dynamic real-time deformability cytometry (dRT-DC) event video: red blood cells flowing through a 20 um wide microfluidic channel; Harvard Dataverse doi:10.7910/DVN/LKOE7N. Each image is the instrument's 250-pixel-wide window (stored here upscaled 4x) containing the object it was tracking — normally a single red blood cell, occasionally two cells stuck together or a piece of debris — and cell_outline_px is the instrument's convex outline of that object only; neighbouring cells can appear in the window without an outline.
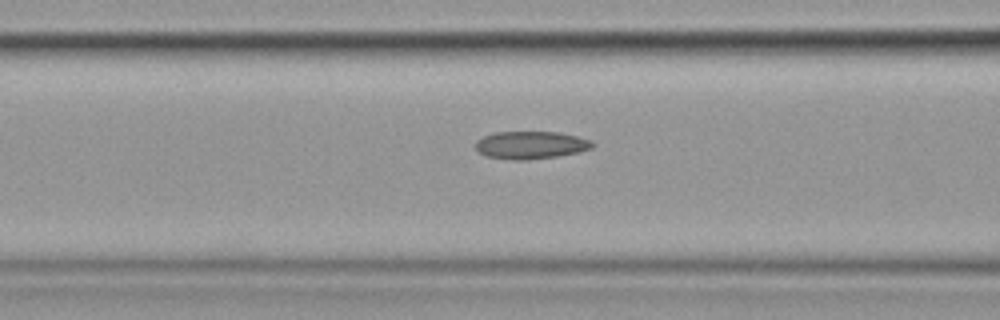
{"species": "common noctule bat (a hibernating species)", "species_latin": "Nyctalus noctula", "temperature_condition": "cold", "stored_images_in_passage": 13, "camera_frame_rate_fps": 3000, "um_per_image_px": 0.085, "animal": {"sex": "female", "body_mass_g": 19.9}, "frame": {"image": 1, "passage_image": 11, "time_ms": 3.333, "image_size_px": [1000, 320], "cell_outline_px": [[596, 144], [592, 148], [580, 152], [556, 156], [528, 160], [512, 160], [484, 156], [476, 148], [476, 140], [484, 136], [496, 132], [556, 132], [576, 136], [592, 140]], "centroid_in_image_um": [45.13, 12.33], "position_along_channel_um": 121.5, "area_um2": 18.9}}